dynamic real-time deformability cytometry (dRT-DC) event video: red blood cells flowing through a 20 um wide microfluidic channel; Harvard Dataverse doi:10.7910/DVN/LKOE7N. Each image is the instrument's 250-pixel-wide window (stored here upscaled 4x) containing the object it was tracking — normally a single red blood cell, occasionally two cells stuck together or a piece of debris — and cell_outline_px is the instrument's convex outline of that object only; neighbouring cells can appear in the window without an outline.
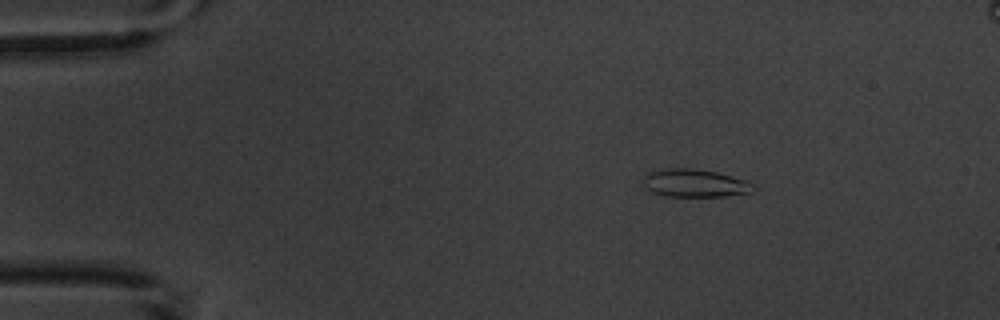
{"species": "common noctule bat (a hibernating species)", "species_latin": "Nyctalus noctula", "temperature_condition": "warm", "stored_images_in_passage": 2, "camera_frame_rate_fps": 3000, "um_per_image_px": 0.085, "animal": {"sex": "male", "body_mass_g": 20.1, "forearm_length_mm": 53.5}, "frame": {"image": 1, "passage_image": 2, "time_ms": 4.0, "image_size_px": [1000, 320], "cell_outline_px": [[756, 188], [752, 192], [724, 196], [668, 196], [652, 192], [644, 184], [644, 176], [648, 172], [668, 168], [692, 168], [716, 172], [744, 180], [752, 184]], "centroid_in_image_um": [59.06, 15.56], "position_along_channel_um": 25.9, "area_um2": 17.63}}